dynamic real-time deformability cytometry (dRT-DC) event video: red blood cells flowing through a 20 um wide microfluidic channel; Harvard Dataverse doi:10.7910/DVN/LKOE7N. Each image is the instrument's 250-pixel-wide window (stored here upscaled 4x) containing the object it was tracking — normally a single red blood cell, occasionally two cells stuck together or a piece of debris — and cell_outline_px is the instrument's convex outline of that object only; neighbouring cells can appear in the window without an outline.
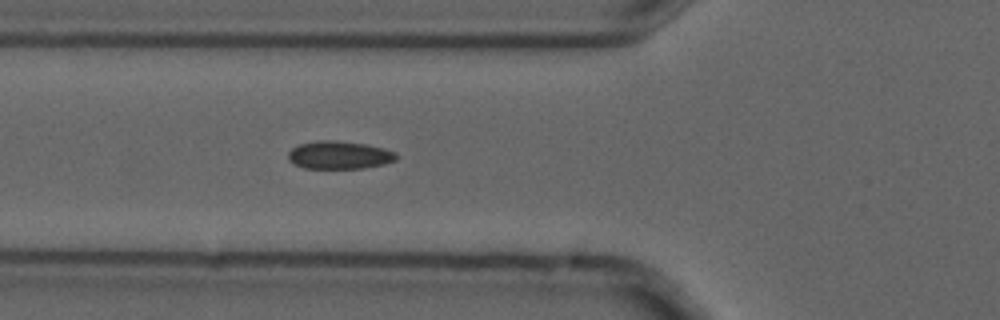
{"species": "common noctule bat (a hibernating species)", "species_latin": "Nyctalus noctula", "temperature_condition": "cold", "stored_images_in_passage": 6, "camera_frame_rate_fps": 3000, "um_per_image_px": 0.085, "animal": {"sex": "male", "forearm_length_mm": 52.5}, "frame": {"image": 1, "passage_image": 6, "time_ms": 1.667, "image_size_px": [1000, 320], "cell_outline_px": [[400, 156], [396, 160], [384, 164], [364, 168], [304, 168], [288, 160], [288, 152], [292, 148], [300, 144], [316, 140], [336, 140], [364, 144], [384, 148], [396, 152]], "centroid_in_image_um": [28.86, 13.17], "position_along_channel_um": 96.9, "area_um2": 17.69}}